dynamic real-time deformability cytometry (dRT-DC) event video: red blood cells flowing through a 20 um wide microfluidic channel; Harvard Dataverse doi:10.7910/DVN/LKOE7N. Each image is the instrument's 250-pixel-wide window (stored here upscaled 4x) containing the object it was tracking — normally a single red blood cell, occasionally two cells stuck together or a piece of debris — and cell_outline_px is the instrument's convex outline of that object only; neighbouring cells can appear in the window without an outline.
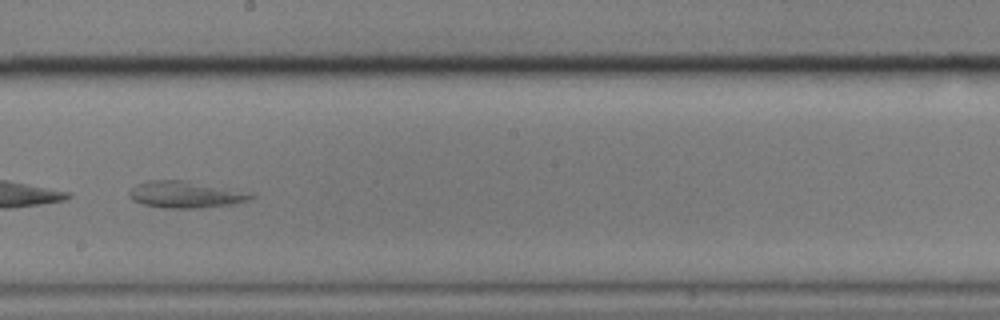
{"species": "common noctule bat (a hibernating species)", "species_latin": "Nyctalus noctula", "temperature_condition": "cold", "stored_images_in_passage": 43, "camera_frame_rate_fps": 3000, "um_per_image_px": 0.085, "animal": {"sex": "male", "body_mass_g": 17.9}, "frame": {"image": 1, "passage_image": 32, "time_ms": 10.333, "image_size_px": [1000, 320], "cell_outline_px": [[256, 196], [252, 200], [236, 204], [200, 208], [164, 208], [144, 204], [132, 200], [128, 196], [128, 192], [136, 184], [148, 180], [188, 180], [256, 192]], "centroid_in_image_um": [15.9, 16.52], "position_along_channel_um": 232.3, "area_um2": 19.71}}
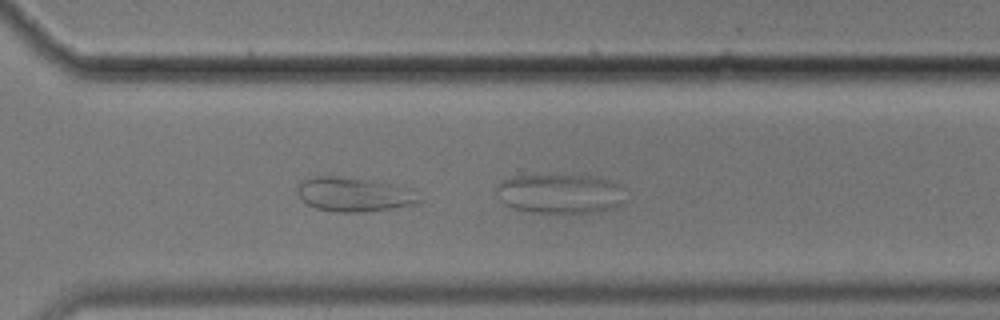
{"frame": {"image": 2, "passage_image": 40, "time_ms": 13.0, "image_size_px": [1000, 320], "cell_outline_px": [[624, 200], [620, 204], [608, 208], [592, 212], [532, 212], [512, 208], [504, 204], [496, 192], [496, 184], [500, 180], [508, 176], [592, 176], [608, 180], [620, 184]], "centroid_in_image_um": [47.52, 16.45], "position_along_channel_um": 323.1, "area_um2": 29.3}}
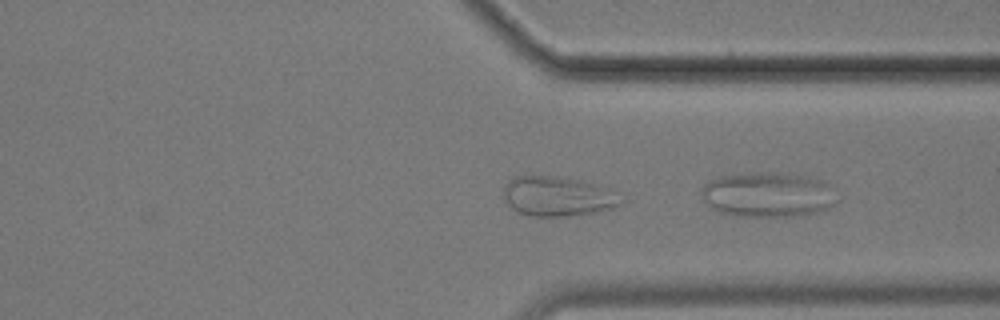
{"frame": {"image": 3, "passage_image": 42, "time_ms": 13.667, "image_size_px": [1000, 320], "cell_outline_px": [[624, 200], [620, 204], [612, 208], [596, 212], [568, 216], [532, 216], [516, 212], [504, 200], [504, 184], [512, 176], [556, 176], [600, 184], [608, 188]], "centroid_in_image_um": [47.38, 16.68], "position_along_channel_um": 364.0, "area_um2": 27.34}}